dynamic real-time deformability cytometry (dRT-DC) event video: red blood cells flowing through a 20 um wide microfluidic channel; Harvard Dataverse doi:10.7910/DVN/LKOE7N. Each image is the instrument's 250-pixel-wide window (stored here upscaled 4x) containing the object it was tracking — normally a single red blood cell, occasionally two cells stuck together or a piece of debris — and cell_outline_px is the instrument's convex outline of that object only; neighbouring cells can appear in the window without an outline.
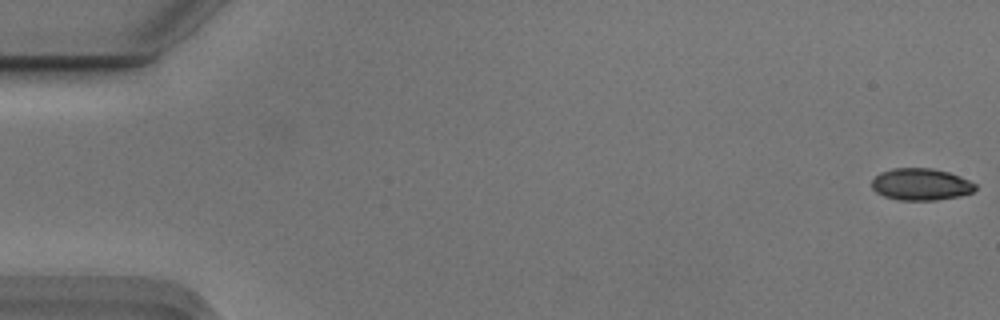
{"species": "Egyptian fruit bat (a non-hibernating species)", "species_latin": "Rousettus aegyptiacus", "temperature_condition": "cold", "stored_images_in_passage": 55, "camera_frame_rate_fps": 3000, "um_per_image_px": 0.085, "animal": {"sex": "male"}, "frame": {"image": 1, "passage_image": 1, "time_ms": 0.0, "image_size_px": [1000, 320], "cell_outline_px": [[976, 188], [972, 192], [960, 196], [936, 200], [896, 200], [884, 196], [876, 192], [872, 188], [872, 180], [880, 172], [892, 168], [932, 168], [948, 172], [960, 176], [976, 184]], "centroid_in_image_um": [78.26, 15.67], "position_along_channel_um": 6.7, "area_um2": 19.31}}
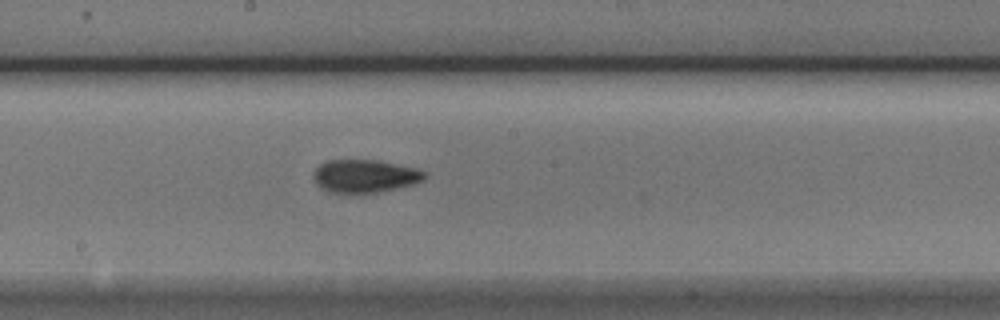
{"frame": {"image": 2, "passage_image": 30, "time_ms": 9.667, "image_size_px": [1000, 320], "cell_outline_px": [[424, 180], [412, 184], [380, 192], [360, 196], [328, 192], [320, 188], [316, 184], [316, 168], [320, 164], [328, 160], [380, 160], [416, 168], [424, 172]], "centroid_in_image_um": [30.99, 15.0], "position_along_channel_um": 217.2, "area_um2": 21.73}}
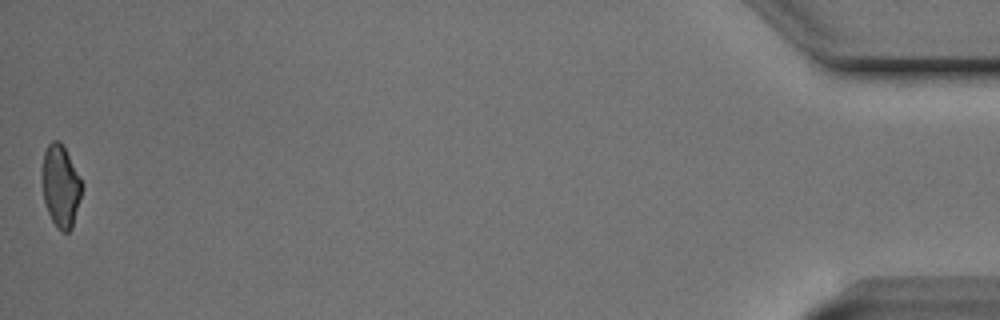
{"frame": {"image": 3, "passage_image": 55, "time_ms": 18.0, "image_size_px": [1000, 320], "cell_outline_px": [[84, 184], [72, 228], [68, 232], [60, 232], [52, 220], [48, 212], [44, 200], [44, 152], [48, 144], [52, 140], [60, 140]], "centroid_in_image_um": [5.2, 15.83], "position_along_channel_um": 430.0, "area_um2": 18.61}, "authors_computed_cell_mechanics": {"area_um2": 20.2878, "velocity_mm_per_s": 3.7312, "shape_relaxation_time_tau1_ms": 3.5303, "shape_relaxation_time_tau2_ms": 2.4612, "deformation_change_tau1": 0.1172, "deformation_change_tau2": 0.0734}}